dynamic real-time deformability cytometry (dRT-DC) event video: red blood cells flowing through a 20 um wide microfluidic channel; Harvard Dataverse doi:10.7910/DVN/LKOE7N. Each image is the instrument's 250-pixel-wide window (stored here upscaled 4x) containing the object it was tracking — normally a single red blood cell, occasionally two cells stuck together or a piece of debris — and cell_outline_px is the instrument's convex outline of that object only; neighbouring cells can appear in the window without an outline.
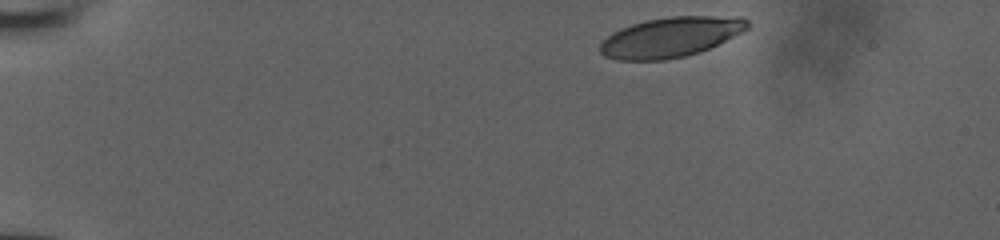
{"species": "human", "species_latin": "Homo sapiens", "temperature_condition": "room temperature", "stored_images_in_passage": 5, "camera_frame_rate_fps": 3000, "um_per_image_px": 0.085, "donor": {"sex": "male"}, "frame": {"image": 1, "passage_image": 1, "time_ms": 0.0, "image_size_px": [1000, 240], "cell_outline_px": [[748, 28], [700, 52], [684, 56], [664, 60], [616, 60], [604, 56], [600, 52], [600, 44], [612, 32], [620, 28], [644, 20], [672, 16], [744, 16], [748, 20]], "centroid_in_image_um": [56.97, 3.14], "position_along_channel_um": 28.0, "area_um2": 34.22}}
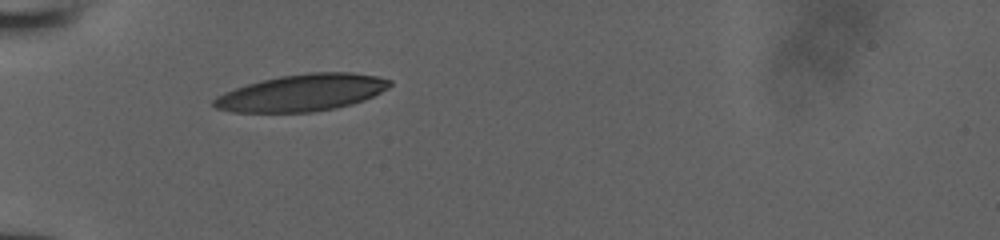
{"frame": {"image": 2, "passage_image": 4, "time_ms": 1.0, "image_size_px": [1000, 240], "cell_outline_px": [[392, 84], [388, 88], [364, 100], [352, 104], [336, 108], [312, 112], [232, 112], [216, 108], [212, 104], [212, 100], [216, 96], [224, 92], [260, 80], [280, 76], [308, 72], [352, 72], [376, 76], [392, 80]], "centroid_in_image_um": [25.66, 7.88], "position_along_channel_um": 59.3, "area_um2": 37.86}}